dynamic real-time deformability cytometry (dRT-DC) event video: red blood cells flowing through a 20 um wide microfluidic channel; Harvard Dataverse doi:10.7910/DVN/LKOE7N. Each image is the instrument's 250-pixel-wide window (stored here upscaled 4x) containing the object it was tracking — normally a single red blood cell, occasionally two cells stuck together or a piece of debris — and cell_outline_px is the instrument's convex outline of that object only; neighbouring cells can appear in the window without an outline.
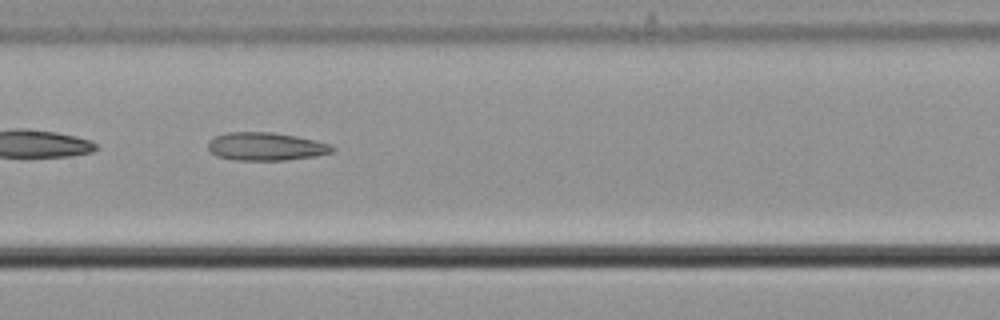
{"species": "common noctule bat (a hibernating species)", "species_latin": "Nyctalus noctula", "temperature_condition": "cold", "stored_images_in_passage": 32, "camera_frame_rate_fps": 3000, "um_per_image_px": 0.085, "animal": {"sex": "male", "body_mass_g": 21.5, "forearm_length_mm": 52.0}, "frame": {"image": 1, "passage_image": 10, "time_ms": 3.0, "image_size_px": [1000, 320], "cell_outline_px": [[336, 148], [332, 152], [312, 156], [284, 160], [236, 160], [216, 156], [208, 148], [208, 140], [216, 136], [228, 132], [272, 132], [296, 136], [332, 144]], "centroid_in_image_um": [22.59, 12.44], "position_along_channel_um": 184.8, "area_um2": 20.23}}
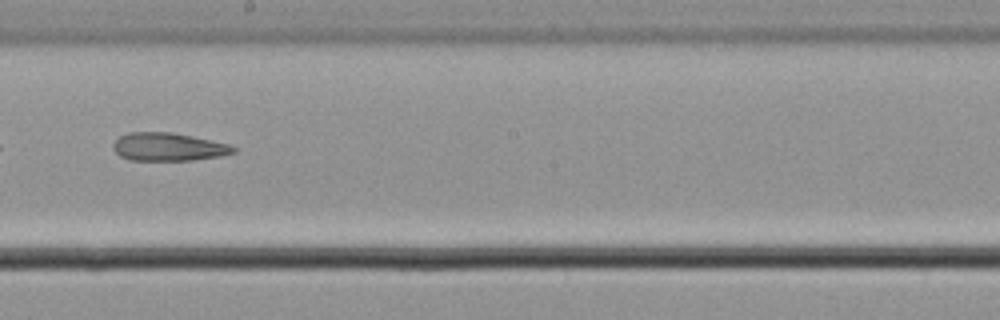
{"frame": {"image": 2, "passage_image": 14, "time_ms": 4.333, "image_size_px": [1000, 320], "cell_outline_px": [[236, 152], [220, 156], [192, 160], [132, 160], [120, 156], [112, 148], [112, 144], [120, 136], [128, 132], [172, 132], [192, 136], [228, 144], [236, 148]], "centroid_in_image_um": [14.29, 12.48], "position_along_channel_um": 233.9, "area_um2": 19.59}}